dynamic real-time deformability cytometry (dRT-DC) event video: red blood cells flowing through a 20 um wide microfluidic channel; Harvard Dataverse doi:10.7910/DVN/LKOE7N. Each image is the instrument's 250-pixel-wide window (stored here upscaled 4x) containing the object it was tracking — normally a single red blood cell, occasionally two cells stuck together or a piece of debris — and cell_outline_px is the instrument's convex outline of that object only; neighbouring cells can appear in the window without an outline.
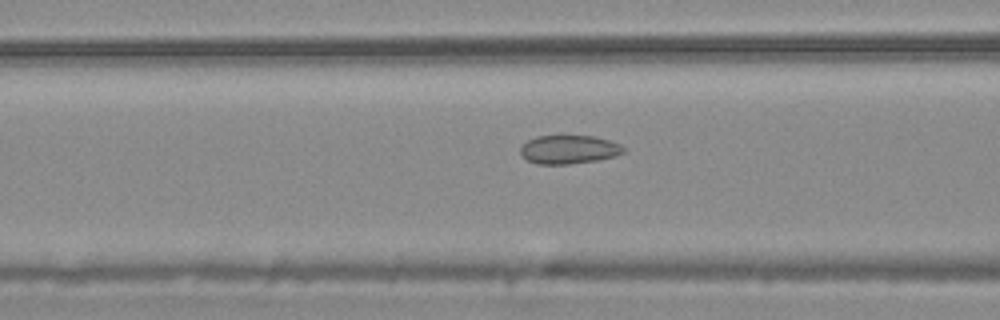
{"species": "common noctule bat (a hibernating species)", "species_latin": "Nyctalus noctula", "temperature_condition": "warm", "stored_images_in_passage": 34, "segment_of_instrument_passage": [1, 2], "camera_frame_rate_fps": 3000, "um_per_image_px": 0.085, "animal": {"sex": "male", "body_mass_g": 20.4}, "frame": {"image": 1, "passage_image": 12, "time_ms": 3.667, "image_size_px": [1000, 320], "cell_outline_px": [[624, 152], [612, 156], [596, 160], [568, 164], [536, 164], [528, 160], [520, 152], [520, 148], [528, 140], [536, 136], [592, 136], [608, 140], [620, 144], [624, 148]], "centroid_in_image_um": [48.33, 12.7], "position_along_channel_um": 118.3, "area_um2": 16.88}}
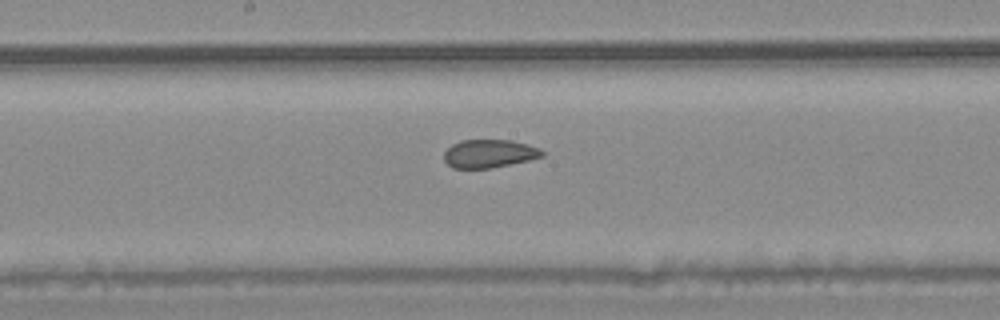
{"frame": {"image": 2, "passage_image": 19, "time_ms": 6.0, "image_size_px": [1000, 320], "cell_outline_px": [[544, 156], [528, 160], [492, 168], [452, 168], [444, 160], [444, 152], [452, 144], [460, 140], [512, 140], [528, 144], [540, 148], [544, 152]], "centroid_in_image_um": [41.59, 13.05], "position_along_channel_um": 206.6, "area_um2": 16.18}}
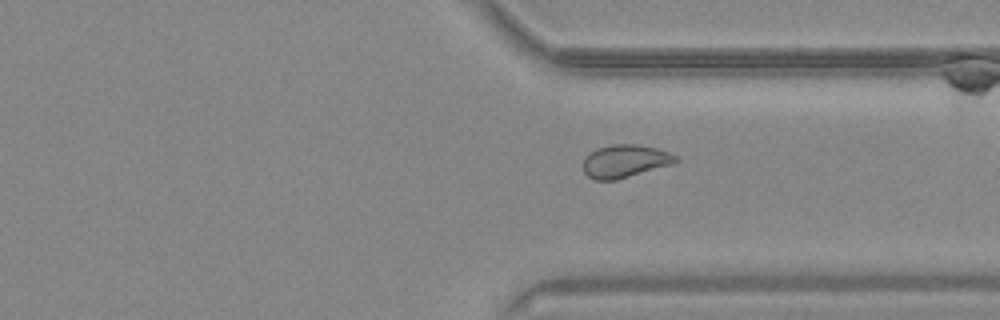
{"frame": {"image": 3, "passage_image": 31, "time_ms": 10.0, "image_size_px": [1000, 320], "cell_outline_px": [[680, 160], [676, 164], [616, 180], [596, 180], [588, 176], [584, 172], [584, 160], [596, 148], [612, 144], [636, 144], [656, 148], [668, 152], [676, 156]], "centroid_in_image_um": [53.18, 13.7], "position_along_channel_um": 358.2, "area_um2": 17.8}}